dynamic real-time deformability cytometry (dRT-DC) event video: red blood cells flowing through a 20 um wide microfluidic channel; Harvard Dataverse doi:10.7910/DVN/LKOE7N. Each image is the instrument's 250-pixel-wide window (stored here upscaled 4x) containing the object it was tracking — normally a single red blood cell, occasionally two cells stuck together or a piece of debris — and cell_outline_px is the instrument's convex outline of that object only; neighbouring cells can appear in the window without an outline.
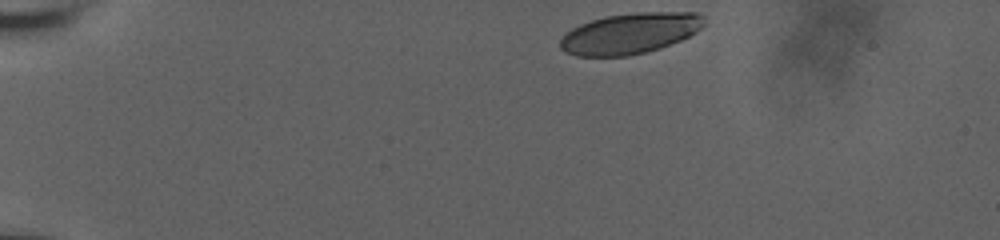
{"species": "human", "species_latin": "Homo sapiens", "temperature_condition": "room temperature", "stored_images_in_passage": 23, "camera_frame_rate_fps": 3000, "um_per_image_px": 0.085, "donor": {"sex": "male"}, "frame": {"image": 1, "passage_image": 1, "time_ms": 0.0, "image_size_px": [1000, 240], "cell_outline_px": [[704, 24], [696, 32], [680, 40], [660, 48], [628, 56], [576, 56], [564, 52], [560, 48], [560, 40], [572, 28], [580, 24], [604, 16], [636, 12], [696, 12], [704, 16]], "centroid_in_image_um": [53.54, 2.83], "position_along_channel_um": 31.5, "area_um2": 34.16}}
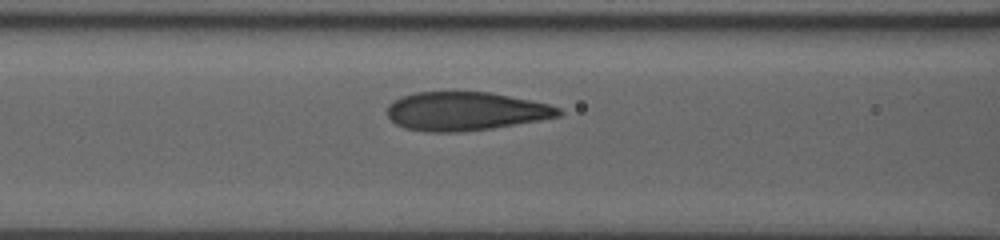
{"frame": {"image": 2, "passage_image": 14, "time_ms": 5.0, "image_size_px": [1000, 240], "cell_outline_px": [[564, 112], [560, 116], [540, 120], [492, 128], [460, 132], [428, 132], [404, 128], [396, 124], [388, 116], [388, 104], [392, 100], [400, 96], [416, 92], [488, 92], [548, 104], [560, 108]], "centroid_in_image_um": [39.54, 9.46], "position_along_channel_um": 127.1, "area_um2": 38.49}}
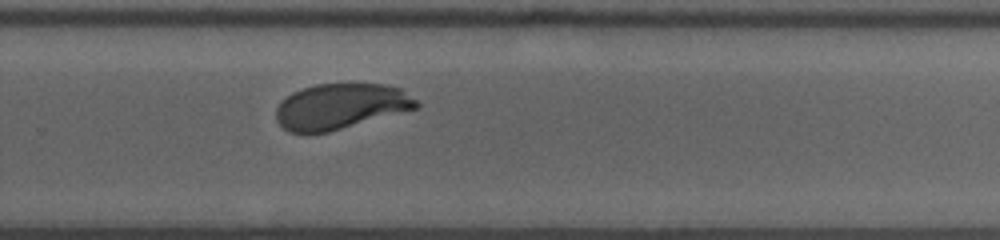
{"frame": {"image": 3, "passage_image": 23, "time_ms": 9.667, "image_size_px": [1000, 240], "cell_outline_px": [[420, 108], [328, 132], [308, 136], [288, 132], [276, 120], [276, 108], [292, 92], [316, 84], [388, 84], [404, 88], [420, 104]], "centroid_in_image_um": [28.98, 9.06], "position_along_channel_um": 300.8, "area_um2": 37.86}}